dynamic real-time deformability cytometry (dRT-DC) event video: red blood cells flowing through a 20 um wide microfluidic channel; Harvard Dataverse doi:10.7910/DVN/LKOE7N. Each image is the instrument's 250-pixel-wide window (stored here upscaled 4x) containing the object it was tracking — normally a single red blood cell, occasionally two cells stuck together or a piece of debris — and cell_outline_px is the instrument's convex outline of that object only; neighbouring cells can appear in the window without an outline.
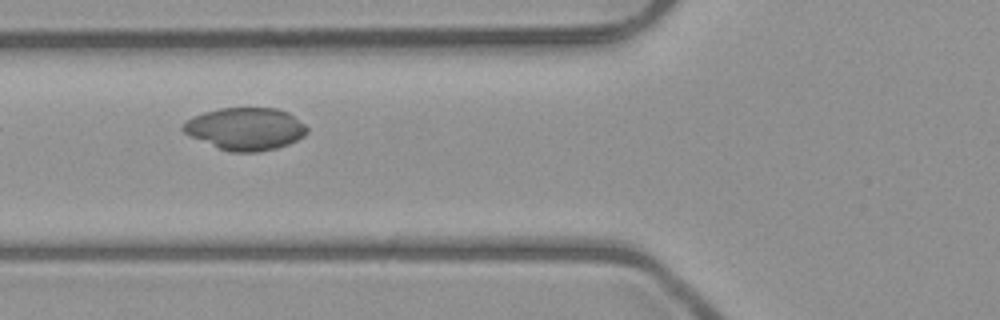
{"species": "common noctule bat (a hibernating species)", "species_latin": "Nyctalus noctula", "temperature_condition": "room temperature", "stored_images_in_passage": 5, "camera_frame_rate_fps": 3000, "um_per_image_px": 0.085, "animal": {"sex": "male", "body_mass_g": 23.1, "forearm_length_mm": 52.7}, "frame": {"image": 1, "passage_image": 2, "time_ms": 1.0, "image_size_px": [1000, 320], "cell_outline_px": [[308, 132], [304, 136], [288, 144], [276, 148], [260, 152], [232, 152], [220, 148], [192, 136], [184, 132], [180, 128], [184, 120], [192, 116], [204, 112], [220, 108], [276, 108], [288, 112], [304, 124], [308, 128]], "centroid_in_image_um": [20.86, 10.94], "position_along_channel_um": 104.9, "area_um2": 30.52}}
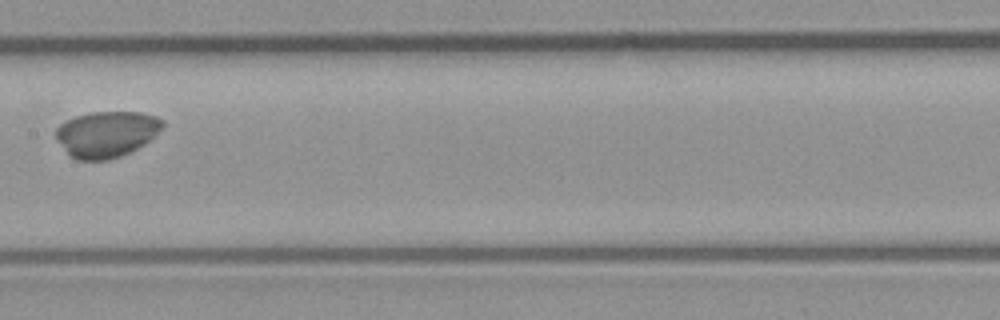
{"frame": {"image": 2, "passage_image": 4, "time_ms": 3.333, "image_size_px": [1000, 320], "cell_outline_px": [[164, 128], [144, 144], [120, 156], [108, 160], [76, 160], [68, 156], [56, 140], [56, 128], [60, 124], [76, 116], [88, 112], [140, 112], [156, 116], [164, 120]], "centroid_in_image_um": [9.04, 11.4], "position_along_channel_um": 198.4, "area_um2": 28.84}}
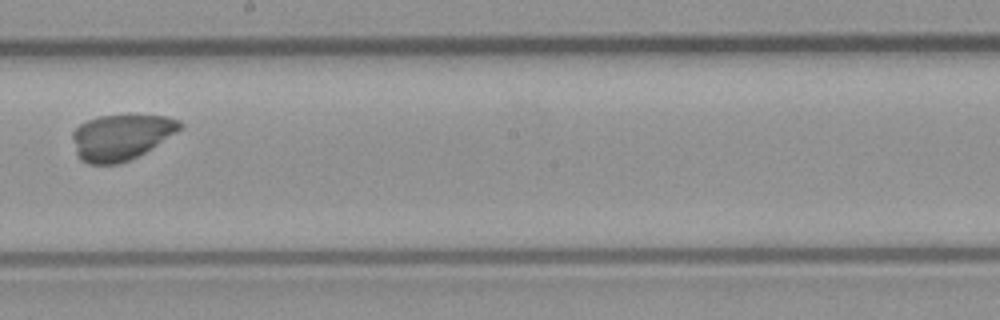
{"frame": {"image": 3, "passage_image": 5, "time_ms": 4.333, "image_size_px": [1000, 320], "cell_outline_px": [[184, 128], [152, 148], [120, 164], [88, 164], [80, 160], [76, 152], [72, 136], [72, 132], [80, 124], [88, 120], [100, 116], [168, 116], [180, 120], [184, 124]], "centroid_in_image_um": [10.32, 11.66], "position_along_channel_um": 237.9, "area_um2": 28.5}}